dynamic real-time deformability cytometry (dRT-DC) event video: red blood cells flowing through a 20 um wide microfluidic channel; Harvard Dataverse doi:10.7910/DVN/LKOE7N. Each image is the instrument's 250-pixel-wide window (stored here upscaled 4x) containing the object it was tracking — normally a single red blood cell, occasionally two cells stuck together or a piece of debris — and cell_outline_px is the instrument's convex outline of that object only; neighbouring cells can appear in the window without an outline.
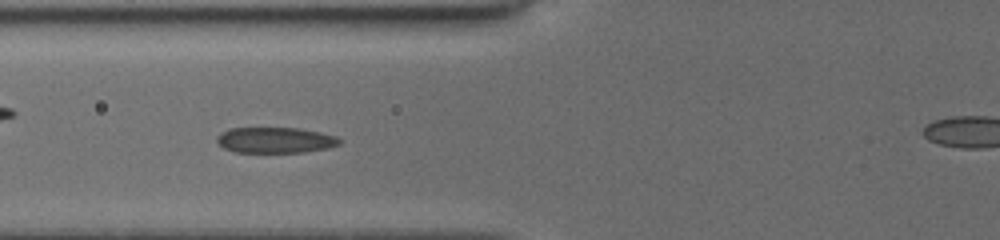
{"species": "common noctule bat (a hibernating species)", "species_latin": "Nyctalus noctula", "temperature_condition": "cold", "stored_images_in_passage": 49, "camera_frame_rate_fps": 3000, "um_per_image_px": 0.085, "animal": {"sex": "female", "body_mass_g": 19.5, "forearm_length_mm": 54.1}, "frame": {"image": 1, "passage_image": 17, "time_ms": 5.333, "image_size_px": [1000, 240], "cell_outline_px": [[344, 140], [340, 144], [328, 148], [304, 152], [232, 152], [224, 148], [216, 140], [216, 136], [220, 132], [228, 128], [300, 128], [320, 132], [336, 136]], "centroid_in_image_um": [23.4, 11.9], "position_along_channel_um": 102.4, "area_um2": 18.61}}
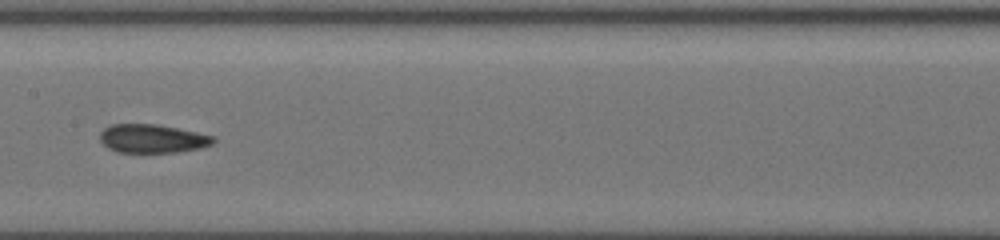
{"frame": {"image": 2, "passage_image": 24, "time_ms": 7.667, "image_size_px": [1000, 240], "cell_outline_px": [[216, 140], [212, 144], [200, 148], [180, 152], [116, 152], [108, 148], [100, 140], [100, 132], [104, 128], [112, 124], [156, 124], [216, 136]], "centroid_in_image_um": [12.96, 11.78], "position_along_channel_um": 194.4, "area_um2": 18.9}}
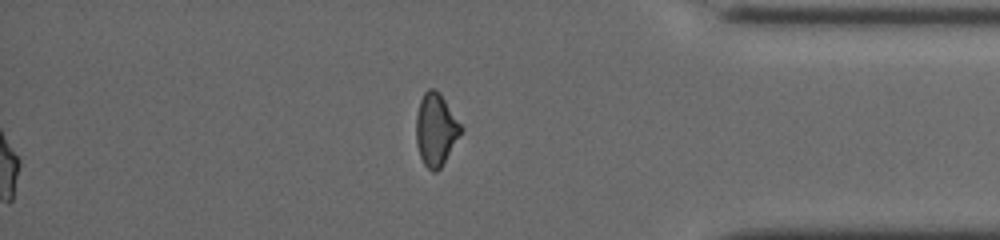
{"frame": {"image": 3, "passage_image": 49, "time_ms": 16.0, "image_size_px": [1000, 240], "cell_outline_px": [[464, 128], [440, 168], [436, 172], [432, 172], [424, 164], [420, 156], [416, 144], [416, 116], [420, 100], [424, 92], [428, 88], [436, 88], [440, 92]], "centroid_in_image_um": [37.04, 10.98], "position_along_channel_um": 398.2, "area_um2": 18.96}, "authors_computed_cell_mechanics": {"area_um2": 18.9584, "velocity_mm_per_s": 3.9317, "shape_relaxation_time_tau1_ms": 5.8755, "shape_relaxation_time_tau2_ms": 2.6789, "deformation_change_tau1": 0.147, "deformation_change_tau2": 0.0798}}